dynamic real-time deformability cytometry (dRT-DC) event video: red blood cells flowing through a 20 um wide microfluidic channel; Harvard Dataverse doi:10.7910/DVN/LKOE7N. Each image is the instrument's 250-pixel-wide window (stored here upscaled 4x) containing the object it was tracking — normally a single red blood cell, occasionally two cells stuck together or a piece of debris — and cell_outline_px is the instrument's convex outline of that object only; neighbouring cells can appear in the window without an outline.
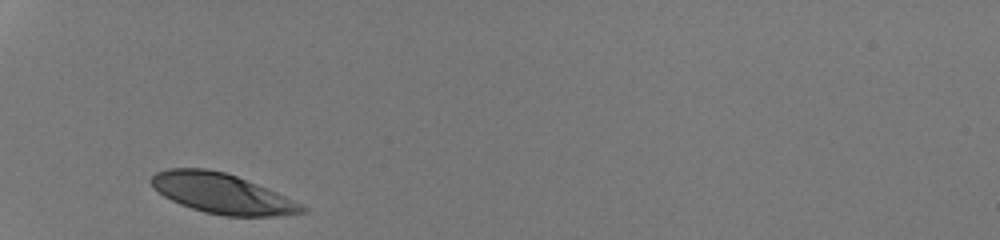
{"species": "human", "species_latin": "Homo sapiens", "temperature_condition": "room temperature", "stored_images_in_passage": 26, "camera_frame_rate_fps": 3000, "um_per_image_px": 0.085, "donor": {"sex": "male"}, "frame": {"image": 1, "passage_image": 1, "time_ms": 0.0, "image_size_px": [1000, 240], "cell_outline_px": [[308, 212], [272, 216], [224, 216], [204, 212], [180, 204], [164, 196], [148, 180], [156, 172], [168, 168], [208, 168], [224, 172], [236, 176], [268, 188], [308, 208]], "centroid_in_image_um": [18.86, 16.44], "position_along_channel_um": 66.1, "area_um2": 34.91}}
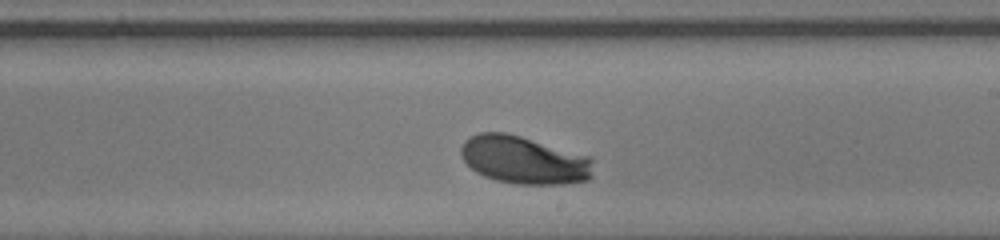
{"frame": {"image": 2, "passage_image": 15, "time_ms": 4.667, "image_size_px": [1000, 240], "cell_outline_px": [[592, 176], [588, 180], [564, 184], [516, 184], [496, 180], [484, 176], [476, 172], [464, 160], [460, 152], [460, 148], [464, 140], [468, 136], [480, 132], [504, 132], [520, 136], [592, 156]], "centroid_in_image_um": [44.54, 13.59], "position_along_channel_um": 244.5, "area_um2": 37.11}}
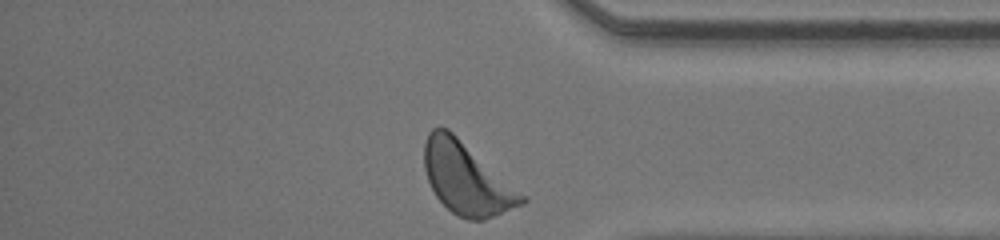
{"frame": {"image": 3, "passage_image": 26, "time_ms": 8.333, "image_size_px": [1000, 240], "cell_outline_px": [[528, 200], [524, 204], [484, 220], [468, 220], [456, 216], [436, 196], [428, 180], [424, 168], [424, 144], [428, 132], [432, 128], [448, 128], [524, 196]], "centroid_in_image_um": [39.62, 15.19], "position_along_channel_um": 395.6, "area_um2": 39.88}, "authors_computed_cell_mechanics": {"area_um2": 36.8186, "velocity_mm_per_s": 4.2255, "shape_relaxation_time_tau1_ms": 2.3173, "shape_relaxation_time_tau2_ms": null, "deformation_change_tau1": 0.1584, "deformation_change_tau2": null}}